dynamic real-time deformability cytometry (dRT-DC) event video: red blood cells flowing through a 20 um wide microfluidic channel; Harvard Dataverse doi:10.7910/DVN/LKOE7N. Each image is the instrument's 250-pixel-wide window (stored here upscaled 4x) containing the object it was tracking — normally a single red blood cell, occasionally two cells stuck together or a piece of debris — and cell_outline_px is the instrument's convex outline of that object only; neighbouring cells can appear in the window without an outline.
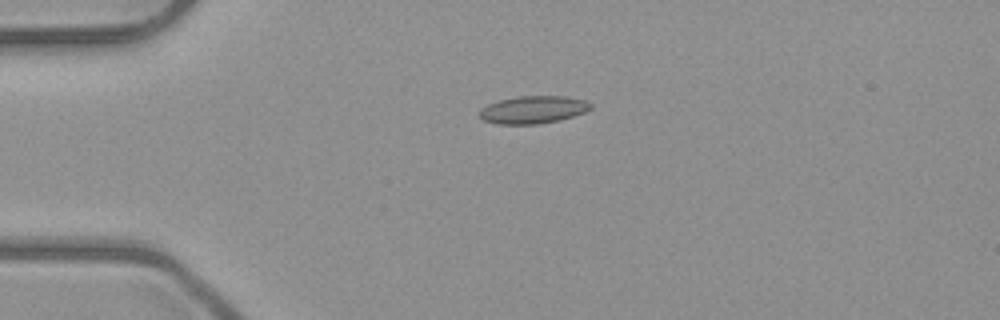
{"species": "common noctule bat (a hibernating species)", "species_latin": "Nyctalus noctula", "temperature_condition": "room temperature", "stored_images_in_passage": 3, "camera_frame_rate_fps": 3000, "um_per_image_px": 0.085, "animal": {"sex": "male", "body_mass_g": 23.1, "forearm_length_mm": 52.7}, "frame": {"image": 1, "passage_image": 1, "time_ms": 0.0, "image_size_px": [1000, 320], "cell_outline_px": [[592, 108], [584, 112], [560, 120], [536, 124], [500, 124], [484, 120], [480, 116], [480, 108], [488, 104], [500, 100], [520, 96], [568, 96], [584, 100], [592, 104]], "centroid_in_image_um": [45.33, 9.32], "position_along_channel_um": 39.7, "area_um2": 17.74}}